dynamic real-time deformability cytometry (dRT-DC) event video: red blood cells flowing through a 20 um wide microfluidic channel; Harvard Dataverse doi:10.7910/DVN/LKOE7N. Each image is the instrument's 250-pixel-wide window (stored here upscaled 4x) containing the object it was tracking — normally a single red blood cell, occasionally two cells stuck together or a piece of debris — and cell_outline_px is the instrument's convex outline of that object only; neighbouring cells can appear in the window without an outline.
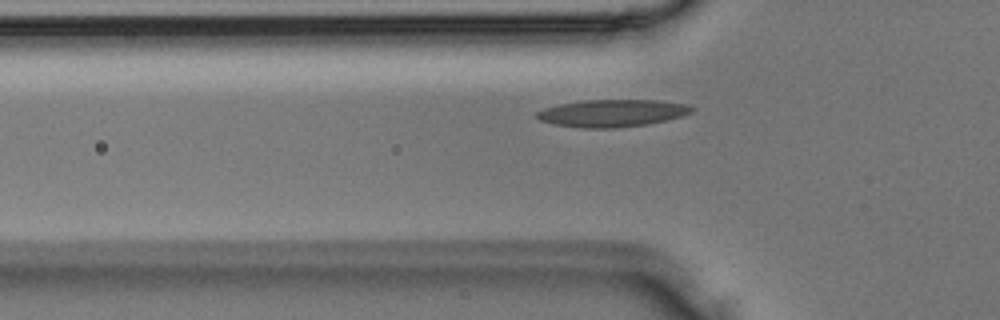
{"species": "Egyptian fruit bat (a non-hibernating species)", "species_latin": "Rousettus aegyptiacus", "temperature_condition": "room temperature", "stored_images_in_passage": 3, "camera_frame_rate_fps": 3000, "um_per_image_px": 0.085, "animal": {"sex": "male"}, "frame": {"image": 1, "passage_image": 3, "time_ms": 0.667, "image_size_px": [1000, 320], "cell_outline_px": [[696, 108], [692, 112], [668, 120], [648, 124], [616, 128], [580, 128], [552, 124], [540, 120], [536, 116], [536, 112], [544, 108], [560, 104], [580, 100], [656, 100], [688, 104]], "centroid_in_image_um": [52.04, 9.62], "position_along_channel_um": 73.8, "area_um2": 24.85}}